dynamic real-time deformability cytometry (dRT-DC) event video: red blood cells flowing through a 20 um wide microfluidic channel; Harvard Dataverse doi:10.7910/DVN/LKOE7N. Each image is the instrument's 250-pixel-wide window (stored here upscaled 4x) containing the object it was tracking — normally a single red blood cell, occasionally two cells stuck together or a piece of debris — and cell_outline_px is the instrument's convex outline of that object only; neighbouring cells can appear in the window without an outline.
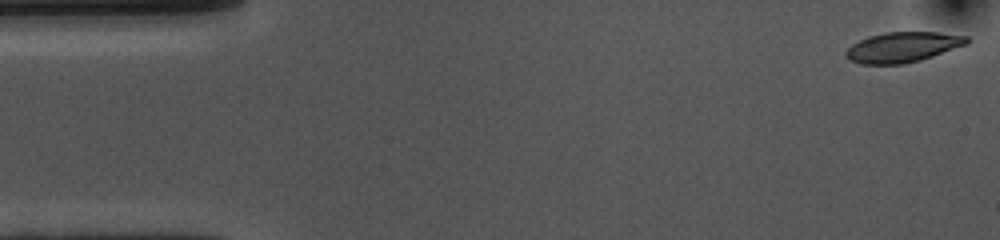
{"species": "common noctule bat (a hibernating species)", "species_latin": "Nyctalus noctula", "temperature_condition": "cold", "stored_images_in_passage": 54, "camera_frame_rate_fps": 3000, "um_per_image_px": 0.085, "animal": {"sex": "female", "body_mass_g": 10.0, "forearm_length_mm": 53.1}, "frame": {"image": 1, "passage_image": 1, "time_ms": 0.0, "image_size_px": [1000, 240], "cell_outline_px": [[972, 40], [968, 44], [920, 60], [904, 64], [860, 64], [844, 56], [844, 52], [852, 44], [868, 36], [888, 32], [936, 32], [968, 36]], "centroid_in_image_um": [76.75, 4.0], "position_along_channel_um": 8.3, "area_um2": 21.33}}
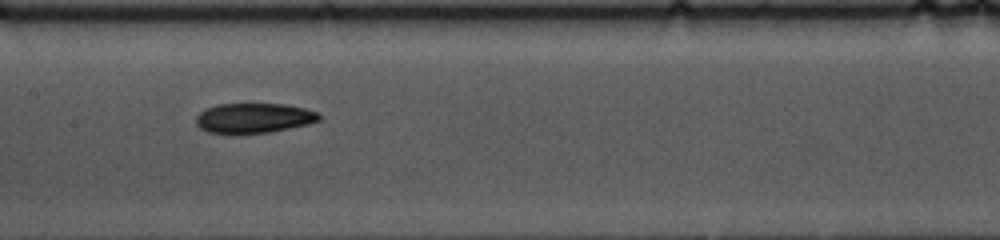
{"frame": {"image": 2, "passage_image": 25, "time_ms": 8.0, "image_size_px": [1000, 240], "cell_outline_px": [[320, 120], [308, 124], [272, 132], [236, 136], [228, 136], [208, 132], [200, 128], [196, 124], [196, 116], [204, 108], [216, 104], [284, 104], [304, 108], [316, 112], [320, 116]], "centroid_in_image_um": [21.49, 10.08], "position_along_channel_um": 185.9, "area_um2": 22.2}}
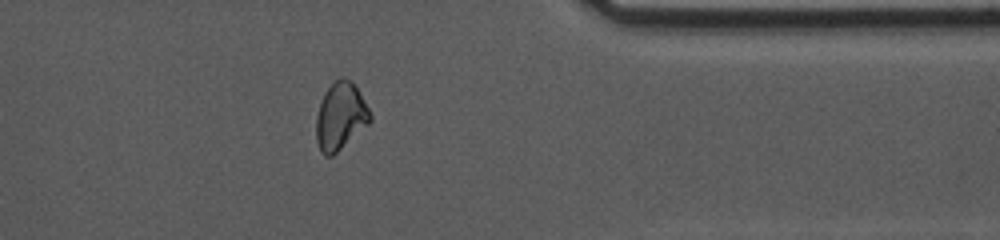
{"frame": {"image": 3, "passage_image": 43, "time_ms": 14.0, "image_size_px": [1000, 240], "cell_outline_px": [[372, 120], [368, 124], [332, 156], [324, 156], [320, 152], [316, 140], [316, 116], [324, 92], [340, 76], [344, 76], [360, 92], [372, 116]], "centroid_in_image_um": [28.92, 9.9], "position_along_channel_um": 382.5, "area_um2": 20.98}, "authors_computed_cell_mechanics": {"area_um2": 22.1952, "velocity_mm_per_s": 3.5736, "shape_relaxation_time_tau1_ms": 3.2792, "shape_relaxation_time_tau2_ms": 3.1195, "deformation_change_tau1": 0.1125, "deformation_change_tau2": 0.0851}}